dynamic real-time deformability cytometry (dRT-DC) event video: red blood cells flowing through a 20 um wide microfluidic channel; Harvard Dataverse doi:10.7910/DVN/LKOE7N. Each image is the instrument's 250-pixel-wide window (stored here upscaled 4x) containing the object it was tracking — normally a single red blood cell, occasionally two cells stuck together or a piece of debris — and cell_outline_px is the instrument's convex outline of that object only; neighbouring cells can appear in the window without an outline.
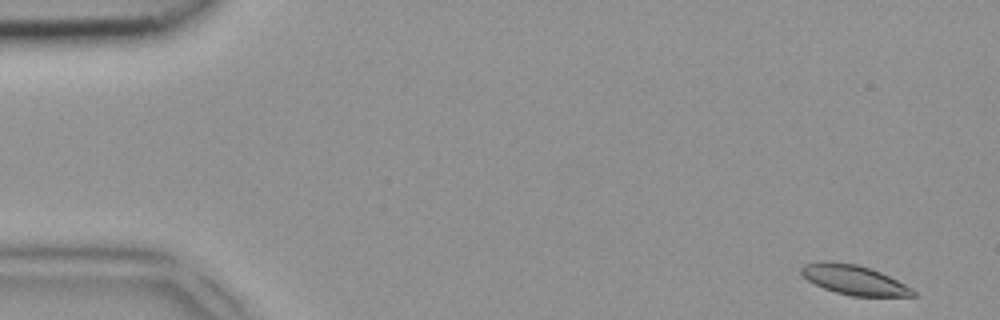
{"species": "common noctule bat (a hibernating species)", "species_latin": "Nyctalus noctula", "temperature_condition": "room temperature", "stored_images_in_passage": 4, "camera_frame_rate_fps": 3000, "um_per_image_px": 0.085, "animal": {"sex": "female", "body_mass_g": 18.4}, "frame": {"image": 1, "passage_image": 1, "time_ms": 0.0, "image_size_px": [1000, 320], "cell_outline_px": [[916, 296], [852, 296], [836, 292], [824, 288], [808, 280], [800, 272], [800, 268], [804, 264], [824, 260], [856, 264], [872, 268], [912, 288], [916, 292]], "centroid_in_image_um": [72.58, 23.78], "position_along_channel_um": 12.4, "area_um2": 19.19}}
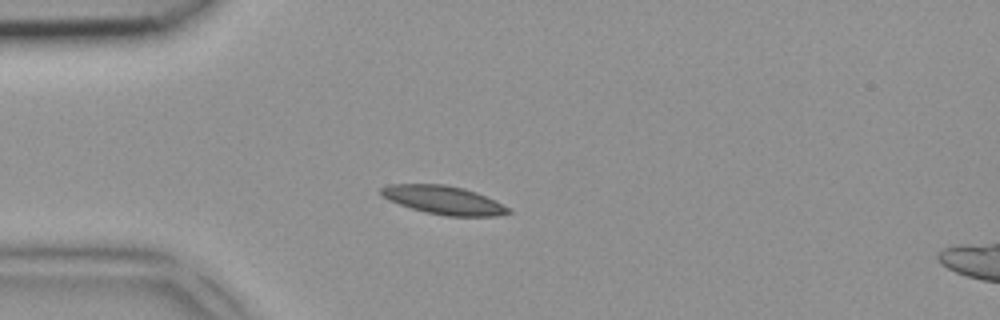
{"frame": {"image": 2, "passage_image": 4, "time_ms": 1.0, "image_size_px": [1000, 320], "cell_outline_px": [[512, 212], [496, 216], [448, 216], [424, 212], [388, 200], [380, 196], [380, 188], [388, 184], [444, 184], [464, 188], [476, 192], [508, 208]], "centroid_in_image_um": [37.63, 17.0], "position_along_channel_um": 47.4, "area_um2": 20.92}}